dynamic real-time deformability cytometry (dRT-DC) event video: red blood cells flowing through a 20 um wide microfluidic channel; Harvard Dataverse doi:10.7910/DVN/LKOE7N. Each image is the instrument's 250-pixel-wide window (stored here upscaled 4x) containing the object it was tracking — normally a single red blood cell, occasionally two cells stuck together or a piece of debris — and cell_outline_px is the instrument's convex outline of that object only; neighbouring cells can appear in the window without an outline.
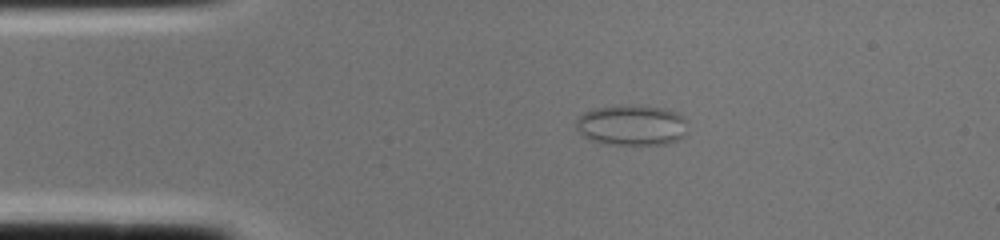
{"species": "common noctule bat (a hibernating species)", "species_latin": "Nyctalus noctula", "temperature_condition": "cold", "stored_images_in_passage": 1, "camera_frame_rate_fps": 3000, "um_per_image_px": 0.085, "animal": {"sex": "female", "body_mass_g": 22.0, "forearm_length_mm": 56.7}, "frame": {"image": 1, "passage_image": 1, "time_ms": 0.0, "image_size_px": [1000, 240], "cell_outline_px": [[688, 120], [684, 136], [668, 144], [608, 144], [592, 140], [584, 136], [576, 128], [576, 120], [584, 112], [596, 108], [664, 108], [676, 112], [684, 116]], "centroid_in_image_um": [53.74, 10.68], "position_along_channel_um": 31.3, "area_um2": 25.49}}